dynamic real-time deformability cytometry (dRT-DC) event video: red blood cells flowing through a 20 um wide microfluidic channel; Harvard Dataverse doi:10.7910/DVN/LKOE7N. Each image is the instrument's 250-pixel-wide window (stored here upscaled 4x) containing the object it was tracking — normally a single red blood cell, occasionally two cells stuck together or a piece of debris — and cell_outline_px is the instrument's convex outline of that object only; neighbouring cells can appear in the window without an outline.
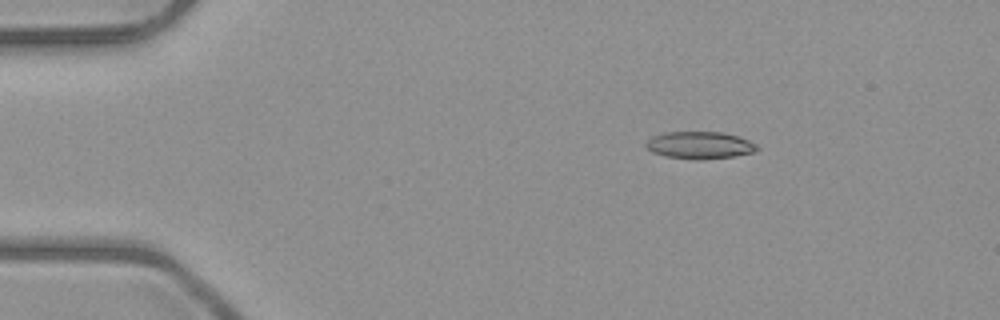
{"species": "common noctule bat (a hibernating species)", "species_latin": "Nyctalus noctula", "temperature_condition": "room temperature", "stored_images_in_passage": 4, "camera_frame_rate_fps": 3000, "um_per_image_px": 0.085, "animal": {"sex": "male", "body_mass_g": 23.1, "forearm_length_mm": 52.7}, "frame": {"image": 1, "passage_image": 3, "time_ms": 2.333, "image_size_px": [1000, 320], "cell_outline_px": [[760, 148], [756, 152], [736, 156], [704, 160], [696, 160], [664, 156], [652, 152], [644, 144], [652, 136], [664, 132], [720, 132], [740, 136], [756, 144]], "centroid_in_image_um": [59.51, 12.35], "position_along_channel_um": 25.5, "area_um2": 17.92}}